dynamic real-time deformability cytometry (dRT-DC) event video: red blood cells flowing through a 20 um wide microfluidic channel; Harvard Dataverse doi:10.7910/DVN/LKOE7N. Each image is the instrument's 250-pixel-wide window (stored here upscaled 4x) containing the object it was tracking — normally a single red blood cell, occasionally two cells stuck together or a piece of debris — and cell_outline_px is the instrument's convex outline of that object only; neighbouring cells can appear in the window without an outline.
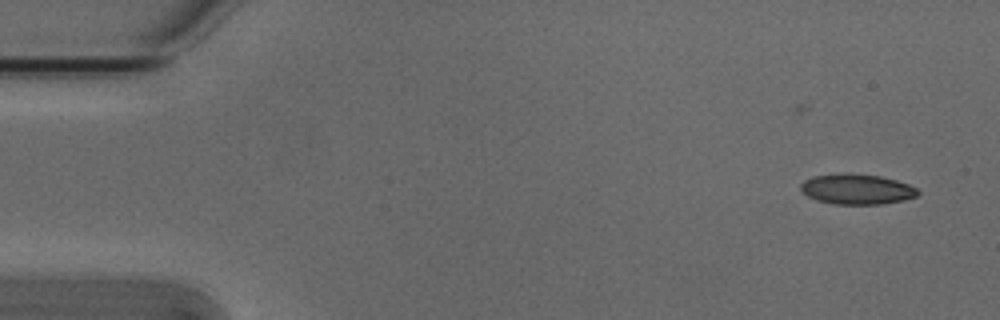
{"species": "Egyptian fruit bat (a non-hibernating species)", "species_latin": "Rousettus aegyptiacus", "temperature_condition": "cold", "stored_images_in_passage": 6, "camera_frame_rate_fps": 3000, "um_per_image_px": 0.085, "animal": {"sex": "male"}, "frame": {"image": 1, "passage_image": 2, "time_ms": 0.333, "image_size_px": [1000, 320], "cell_outline_px": [[920, 192], [916, 196], [904, 200], [884, 204], [832, 204], [816, 200], [808, 196], [800, 188], [800, 184], [804, 180], [812, 176], [848, 172], [880, 176], [896, 180], [908, 184], [916, 188]], "centroid_in_image_um": [72.82, 16.07], "position_along_channel_um": 12.2, "area_um2": 20.87}}
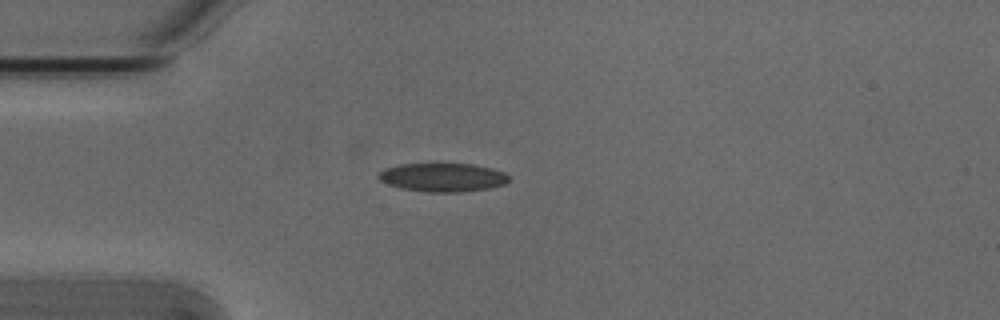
{"frame": {"image": 2, "passage_image": 5, "time_ms": 1.333, "image_size_px": [1000, 320], "cell_outline_px": [[508, 180], [504, 184], [488, 188], [460, 192], [428, 192], [400, 188], [388, 184], [380, 180], [376, 176], [384, 168], [400, 164], [472, 164], [492, 168], [504, 172], [508, 176]], "centroid_in_image_um": [37.6, 15.07], "position_along_channel_um": 47.4, "area_um2": 21.62}}